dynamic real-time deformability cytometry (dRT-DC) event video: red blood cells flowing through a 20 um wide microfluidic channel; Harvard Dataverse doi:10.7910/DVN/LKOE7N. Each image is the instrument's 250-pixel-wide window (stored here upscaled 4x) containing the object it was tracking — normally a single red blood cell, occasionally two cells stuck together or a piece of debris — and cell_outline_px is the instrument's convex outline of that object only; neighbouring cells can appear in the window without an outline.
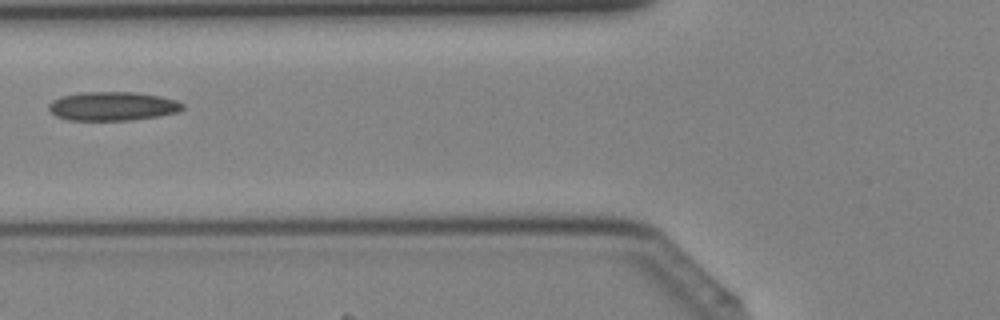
{"species": "Egyptian fruit bat (a non-hibernating species)", "species_latin": "Rousettus aegyptiacus", "temperature_condition": "cold", "stored_images_in_passage": 29, "camera_frame_rate_fps": 3000, "um_per_image_px": 0.085, "animal": {"sex": "female"}, "frame": {"image": 1, "passage_image": 4, "time_ms": 1.0, "image_size_px": [1000, 320], "cell_outline_px": [[184, 108], [176, 112], [160, 116], [132, 120], [68, 120], [56, 116], [48, 108], [48, 104], [52, 100], [60, 96], [80, 92], [132, 92], [160, 96], [176, 100], [184, 104]], "centroid_in_image_um": [9.55, 9.02], "position_along_channel_um": 116.2, "area_um2": 22.6}}
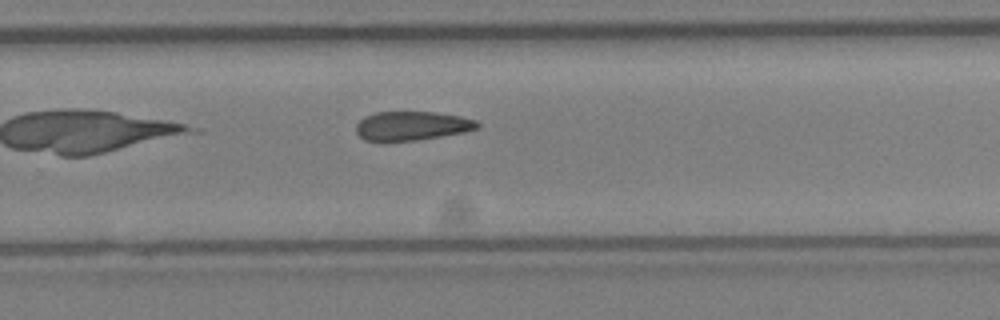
{"frame": {"image": 2, "passage_image": 15, "time_ms": 4.667, "image_size_px": [1000, 320], "cell_outline_px": [[480, 124], [476, 128], [464, 132], [416, 140], [364, 140], [356, 132], [356, 124], [364, 116], [376, 112], [432, 112], [460, 116], [476, 120]], "centroid_in_image_um": [34.99, 10.68], "position_along_channel_um": 294.8, "area_um2": 20.17}}
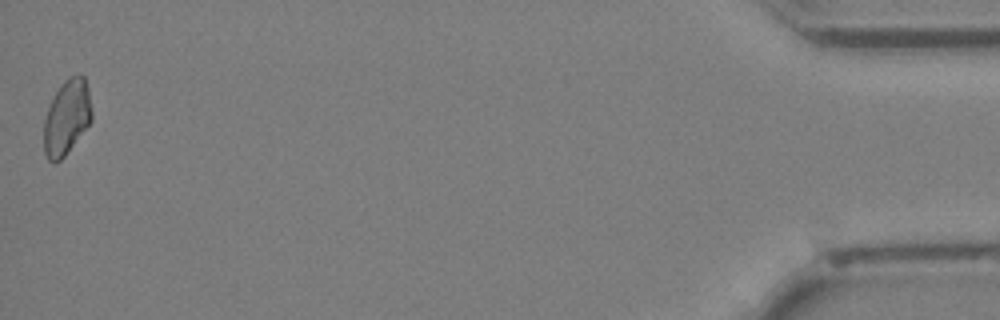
{"frame": {"image": 3, "passage_image": 29, "time_ms": 9.333, "image_size_px": [1000, 320], "cell_outline_px": [[92, 120], [64, 156], [56, 164], [52, 164], [48, 160], [44, 152], [44, 120], [48, 108], [60, 84], [64, 80], [72, 76], [84, 76], [88, 88], [92, 112]], "centroid_in_image_um": [5.66, 10.0], "position_along_channel_um": 429.5, "area_um2": 20.75}}